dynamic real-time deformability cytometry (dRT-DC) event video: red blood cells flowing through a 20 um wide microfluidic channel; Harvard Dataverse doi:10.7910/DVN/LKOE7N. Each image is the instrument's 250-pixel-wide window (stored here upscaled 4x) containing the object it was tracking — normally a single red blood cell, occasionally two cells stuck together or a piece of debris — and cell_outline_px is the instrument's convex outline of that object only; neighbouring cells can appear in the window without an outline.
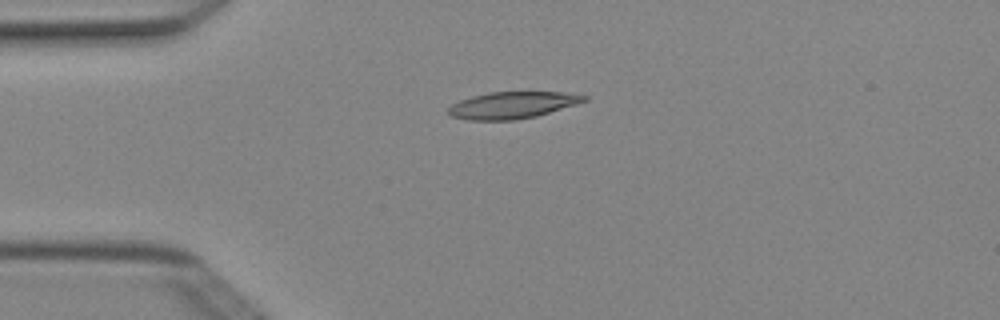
{"species": "Egyptian fruit bat (a non-hibernating species)", "species_latin": "Rousettus aegyptiacus", "temperature_condition": "cold", "stored_images_in_passage": 5, "camera_frame_rate_fps": 3000, "um_per_image_px": 0.085, "animal": {"sex": "female"}, "frame": {"image": 1, "passage_image": 3, "time_ms": 0.667, "image_size_px": [1000, 320], "cell_outline_px": [[588, 100], [576, 104], [536, 116], [516, 120], [468, 120], [452, 116], [448, 112], [448, 108], [452, 104], [460, 100], [472, 96], [488, 92], [564, 92], [588, 96]], "centroid_in_image_um": [43.55, 8.93], "position_along_channel_um": 41.5, "area_um2": 21.1}}
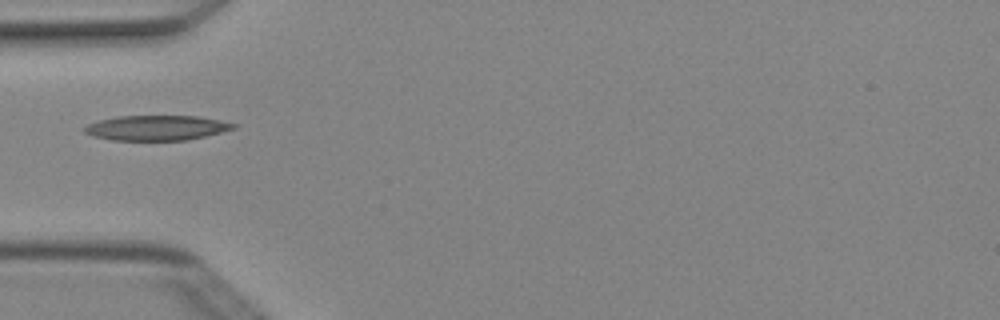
{"frame": {"image": 2, "passage_image": 4, "time_ms": 1.0, "image_size_px": [1000, 320], "cell_outline_px": [[240, 124], [236, 128], [188, 140], [112, 140], [92, 136], [84, 132], [84, 128], [88, 124], [100, 120], [116, 116], [196, 116], [220, 120]], "centroid_in_image_um": [13.32, 10.86], "position_along_channel_um": 71.7, "area_um2": 21.68}}
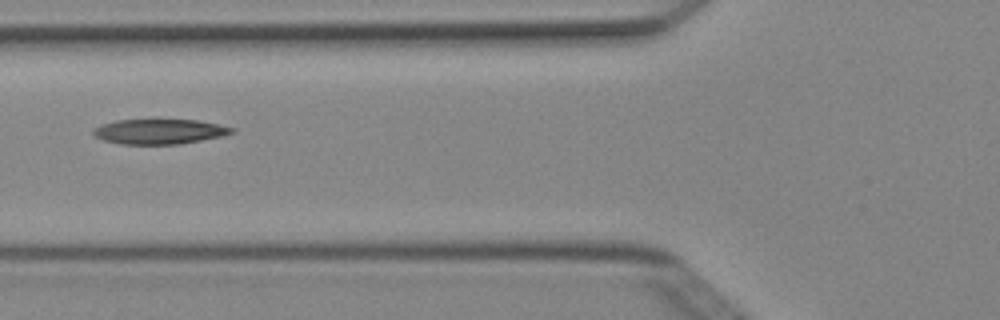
{"frame": {"image": 3, "passage_image": 5, "time_ms": 1.333, "image_size_px": [1000, 320], "cell_outline_px": [[236, 132], [224, 136], [180, 144], [120, 144], [104, 140], [92, 136], [92, 128], [100, 124], [116, 120], [152, 116], [156, 116], [200, 120], [236, 128]], "centroid_in_image_um": [13.54, 11.12], "position_along_channel_um": 112.3, "area_um2": 21.73}}